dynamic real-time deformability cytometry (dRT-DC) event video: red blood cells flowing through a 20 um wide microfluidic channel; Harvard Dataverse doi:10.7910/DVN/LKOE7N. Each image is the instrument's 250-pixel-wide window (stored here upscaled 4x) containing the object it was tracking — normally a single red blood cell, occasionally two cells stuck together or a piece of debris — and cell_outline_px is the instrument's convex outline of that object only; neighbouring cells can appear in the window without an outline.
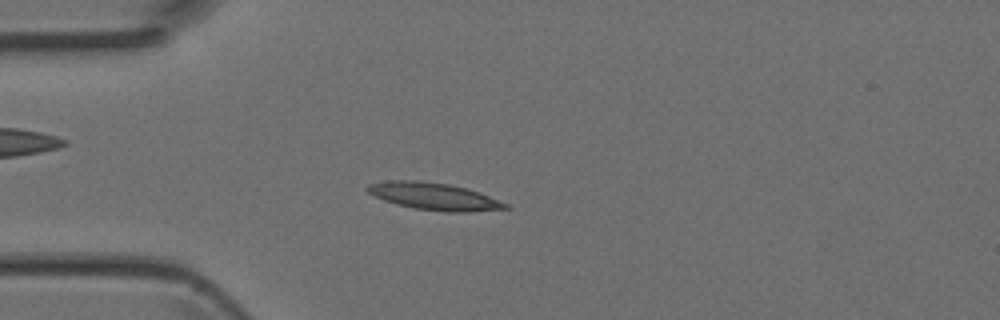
{"species": "Egyptian fruit bat (a non-hibernating species)", "species_latin": "Rousettus aegyptiacus", "temperature_condition": "room temperature", "stored_images_in_passage": 4, "camera_frame_rate_fps": 3000, "um_per_image_px": 0.085, "animal": {"sex": "female"}, "frame": {"image": 1, "passage_image": 4, "time_ms": 1.0, "image_size_px": [1000, 320], "cell_outline_px": [[512, 208], [468, 212], [444, 212], [412, 208], [396, 204], [384, 200], [368, 192], [364, 188], [368, 184], [388, 180], [420, 180], [448, 184], [468, 188], [480, 192], [512, 204]], "centroid_in_image_um": [36.96, 16.69], "position_along_channel_um": 48.0, "area_um2": 22.31}}